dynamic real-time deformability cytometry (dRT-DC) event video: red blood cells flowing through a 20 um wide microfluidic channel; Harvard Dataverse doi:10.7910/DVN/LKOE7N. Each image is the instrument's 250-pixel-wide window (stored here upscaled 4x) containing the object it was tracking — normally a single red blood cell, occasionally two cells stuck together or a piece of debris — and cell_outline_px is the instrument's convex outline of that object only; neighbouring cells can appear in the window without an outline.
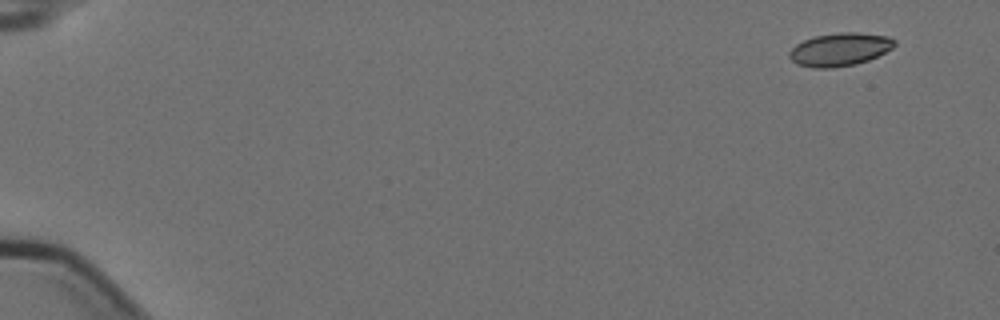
{"species": "Egyptian fruit bat (a non-hibernating species)", "species_latin": "Rousettus aegyptiacus", "temperature_condition": "cold", "stored_images_in_passage": 6, "camera_frame_rate_fps": 3000, "um_per_image_px": 0.085, "animal": {"sex": "female"}, "frame": {"image": 1, "passage_image": 1, "time_ms": 0.0, "image_size_px": [1000, 320], "cell_outline_px": [[896, 44], [892, 48], [868, 60], [856, 64], [832, 68], [812, 68], [796, 64], [788, 56], [788, 52], [796, 44], [812, 36], [836, 32], [856, 32], [888, 36], [896, 40]], "centroid_in_image_um": [71.35, 4.19], "position_along_channel_um": 13.6, "area_um2": 20.46}}
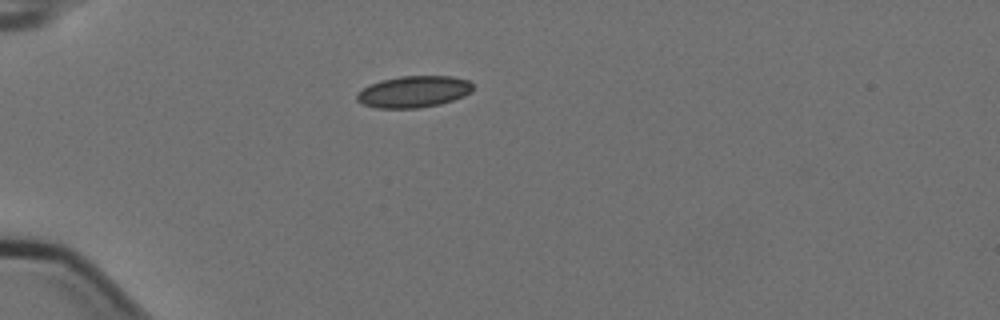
{"frame": {"image": 2, "passage_image": 5, "time_ms": 1.333, "image_size_px": [1000, 320], "cell_outline_px": [[472, 92], [464, 96], [440, 104], [420, 108], [376, 108], [364, 104], [356, 100], [356, 92], [368, 84], [380, 80], [400, 76], [452, 76], [468, 80], [472, 84]], "centroid_in_image_um": [35.13, 7.79], "position_along_channel_um": 49.9, "area_um2": 21.56}}